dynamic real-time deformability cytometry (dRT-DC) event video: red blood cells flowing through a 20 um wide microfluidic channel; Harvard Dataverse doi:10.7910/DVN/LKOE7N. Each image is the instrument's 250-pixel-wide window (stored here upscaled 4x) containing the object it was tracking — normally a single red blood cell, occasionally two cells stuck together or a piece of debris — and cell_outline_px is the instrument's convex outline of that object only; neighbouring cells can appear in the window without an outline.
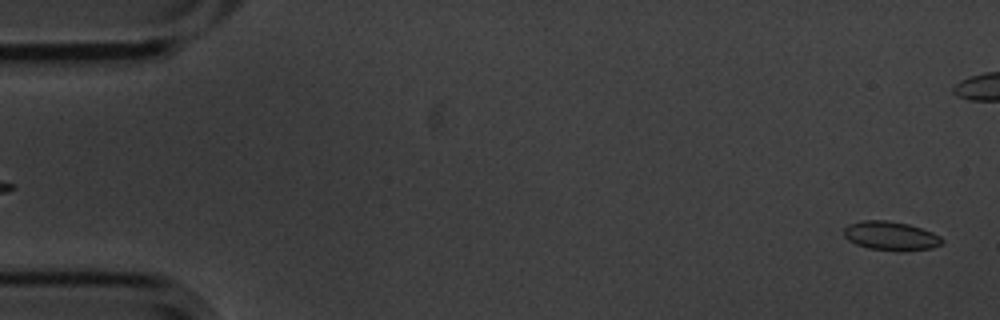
{"species": "common noctule bat (a hibernating species)", "species_latin": "Nyctalus noctula", "temperature_condition": "cold", "stored_images_in_passage": 4, "camera_frame_rate_fps": 3000, "um_per_image_px": 0.085, "animal": {"sex": "male", "body_mass_g": 20.1, "forearm_length_mm": 53.5}, "frame": {"image": 1, "passage_image": 1, "time_ms": 0.0, "image_size_px": [1000, 320], "cell_outline_px": [[944, 240], [940, 244], [932, 248], [904, 252], [900, 252], [868, 248], [856, 244], [848, 240], [844, 236], [844, 228], [848, 224], [864, 220], [888, 220], [908, 224], [932, 232], [940, 236]], "centroid_in_image_um": [75.71, 20.06], "position_along_channel_um": 9.3, "area_um2": 16.7}}